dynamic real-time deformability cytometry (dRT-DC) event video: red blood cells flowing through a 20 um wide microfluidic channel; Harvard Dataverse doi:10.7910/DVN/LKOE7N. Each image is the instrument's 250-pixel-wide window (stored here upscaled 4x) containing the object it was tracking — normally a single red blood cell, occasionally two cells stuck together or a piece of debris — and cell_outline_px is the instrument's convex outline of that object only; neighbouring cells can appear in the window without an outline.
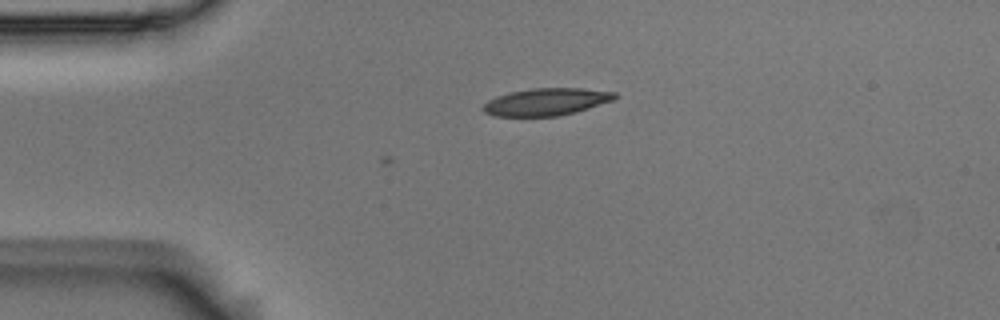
{"species": "Egyptian fruit bat (a non-hibernating species)", "species_latin": "Rousettus aegyptiacus", "temperature_condition": "room temperature", "stored_images_in_passage": 5, "camera_frame_rate_fps": 3000, "um_per_image_px": 0.085, "animal": {"sex": "male"}, "frame": {"image": 1, "passage_image": 5, "time_ms": 1.333, "image_size_px": [1000, 320], "cell_outline_px": [[616, 96], [612, 100], [588, 108], [556, 116], [496, 116], [484, 112], [480, 108], [488, 100], [496, 96], [512, 92], [532, 88], [580, 88], [616, 92]], "centroid_in_image_um": [46.38, 8.65], "position_along_channel_um": 38.6, "area_um2": 20.63}}